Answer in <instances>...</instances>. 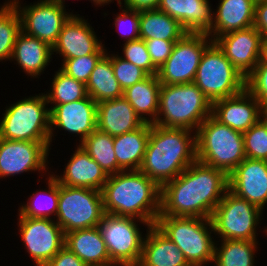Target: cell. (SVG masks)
Instances as JSON below:
<instances>
[{"label": "cell", "instance_id": "6da1fadb", "mask_svg": "<svg viewBox=\"0 0 267 266\" xmlns=\"http://www.w3.org/2000/svg\"><path fill=\"white\" fill-rule=\"evenodd\" d=\"M228 189L224 171L196 160L161 187L158 216L210 219Z\"/></svg>", "mask_w": 267, "mask_h": 266}, {"label": "cell", "instance_id": "7a4b0ae2", "mask_svg": "<svg viewBox=\"0 0 267 266\" xmlns=\"http://www.w3.org/2000/svg\"><path fill=\"white\" fill-rule=\"evenodd\" d=\"M150 124L140 171L160 188L197 160L196 133ZM192 134V135H191Z\"/></svg>", "mask_w": 267, "mask_h": 266}, {"label": "cell", "instance_id": "3957f363", "mask_svg": "<svg viewBox=\"0 0 267 266\" xmlns=\"http://www.w3.org/2000/svg\"><path fill=\"white\" fill-rule=\"evenodd\" d=\"M101 193L105 213L155 225L160 214L161 188L140 170L109 175Z\"/></svg>", "mask_w": 267, "mask_h": 266}, {"label": "cell", "instance_id": "277c9868", "mask_svg": "<svg viewBox=\"0 0 267 266\" xmlns=\"http://www.w3.org/2000/svg\"><path fill=\"white\" fill-rule=\"evenodd\" d=\"M210 115L212 103L194 82L178 85L161 84L159 108L154 124L190 131L196 129V133Z\"/></svg>", "mask_w": 267, "mask_h": 266}, {"label": "cell", "instance_id": "5b68a950", "mask_svg": "<svg viewBox=\"0 0 267 266\" xmlns=\"http://www.w3.org/2000/svg\"><path fill=\"white\" fill-rule=\"evenodd\" d=\"M155 226L184 254L192 266H206L214 260L212 222L207 218L158 216Z\"/></svg>", "mask_w": 267, "mask_h": 266}, {"label": "cell", "instance_id": "8992f818", "mask_svg": "<svg viewBox=\"0 0 267 266\" xmlns=\"http://www.w3.org/2000/svg\"><path fill=\"white\" fill-rule=\"evenodd\" d=\"M197 160L229 175L245 158L243 133L210 115L196 132Z\"/></svg>", "mask_w": 267, "mask_h": 266}, {"label": "cell", "instance_id": "52a82bcc", "mask_svg": "<svg viewBox=\"0 0 267 266\" xmlns=\"http://www.w3.org/2000/svg\"><path fill=\"white\" fill-rule=\"evenodd\" d=\"M46 105L44 92L6 106L0 120V138L50 142V109Z\"/></svg>", "mask_w": 267, "mask_h": 266}, {"label": "cell", "instance_id": "ba28073f", "mask_svg": "<svg viewBox=\"0 0 267 266\" xmlns=\"http://www.w3.org/2000/svg\"><path fill=\"white\" fill-rule=\"evenodd\" d=\"M245 79L212 42L202 54L194 83L213 103L241 93L245 89Z\"/></svg>", "mask_w": 267, "mask_h": 266}, {"label": "cell", "instance_id": "9c48e42d", "mask_svg": "<svg viewBox=\"0 0 267 266\" xmlns=\"http://www.w3.org/2000/svg\"><path fill=\"white\" fill-rule=\"evenodd\" d=\"M262 214L260 208L228 189L211 215L213 234L221 240L257 241Z\"/></svg>", "mask_w": 267, "mask_h": 266}, {"label": "cell", "instance_id": "30bf717a", "mask_svg": "<svg viewBox=\"0 0 267 266\" xmlns=\"http://www.w3.org/2000/svg\"><path fill=\"white\" fill-rule=\"evenodd\" d=\"M104 214L100 190L59 184L56 223L64 234L97 227Z\"/></svg>", "mask_w": 267, "mask_h": 266}, {"label": "cell", "instance_id": "8fae6325", "mask_svg": "<svg viewBox=\"0 0 267 266\" xmlns=\"http://www.w3.org/2000/svg\"><path fill=\"white\" fill-rule=\"evenodd\" d=\"M149 228L146 221L134 217L115 216L105 213L98 228L106 243L110 261L115 266H138L144 237L138 222Z\"/></svg>", "mask_w": 267, "mask_h": 266}, {"label": "cell", "instance_id": "7c38bea8", "mask_svg": "<svg viewBox=\"0 0 267 266\" xmlns=\"http://www.w3.org/2000/svg\"><path fill=\"white\" fill-rule=\"evenodd\" d=\"M212 42L206 33L187 32L175 42L171 55L158 69L159 82L168 85L193 83L202 54Z\"/></svg>", "mask_w": 267, "mask_h": 266}, {"label": "cell", "instance_id": "4fadbf2b", "mask_svg": "<svg viewBox=\"0 0 267 266\" xmlns=\"http://www.w3.org/2000/svg\"><path fill=\"white\" fill-rule=\"evenodd\" d=\"M7 3L15 6L21 20V31L50 47L56 43L63 25L73 15L66 12L62 3L54 0H40L22 7L19 0H8Z\"/></svg>", "mask_w": 267, "mask_h": 266}, {"label": "cell", "instance_id": "5bb4252c", "mask_svg": "<svg viewBox=\"0 0 267 266\" xmlns=\"http://www.w3.org/2000/svg\"><path fill=\"white\" fill-rule=\"evenodd\" d=\"M19 233L36 266H44L65 245L63 229L53 219L18 217Z\"/></svg>", "mask_w": 267, "mask_h": 266}, {"label": "cell", "instance_id": "9a60e30c", "mask_svg": "<svg viewBox=\"0 0 267 266\" xmlns=\"http://www.w3.org/2000/svg\"><path fill=\"white\" fill-rule=\"evenodd\" d=\"M50 142L0 138V179L24 172L47 171Z\"/></svg>", "mask_w": 267, "mask_h": 266}, {"label": "cell", "instance_id": "2e32d148", "mask_svg": "<svg viewBox=\"0 0 267 266\" xmlns=\"http://www.w3.org/2000/svg\"><path fill=\"white\" fill-rule=\"evenodd\" d=\"M214 42L245 78L264 55V38L254 26L224 34Z\"/></svg>", "mask_w": 267, "mask_h": 266}, {"label": "cell", "instance_id": "e0dca14e", "mask_svg": "<svg viewBox=\"0 0 267 266\" xmlns=\"http://www.w3.org/2000/svg\"><path fill=\"white\" fill-rule=\"evenodd\" d=\"M106 51L92 26L79 14H73L63 25L52 47V55L55 52L63 57L62 60L91 54H105Z\"/></svg>", "mask_w": 267, "mask_h": 266}, {"label": "cell", "instance_id": "ac0fdd59", "mask_svg": "<svg viewBox=\"0 0 267 266\" xmlns=\"http://www.w3.org/2000/svg\"><path fill=\"white\" fill-rule=\"evenodd\" d=\"M56 127L77 134L82 143L97 129V103L88 95L81 100L54 106L50 110V144Z\"/></svg>", "mask_w": 267, "mask_h": 266}, {"label": "cell", "instance_id": "d6986e66", "mask_svg": "<svg viewBox=\"0 0 267 266\" xmlns=\"http://www.w3.org/2000/svg\"><path fill=\"white\" fill-rule=\"evenodd\" d=\"M229 190L262 211L267 203V161L245 158L229 175Z\"/></svg>", "mask_w": 267, "mask_h": 266}, {"label": "cell", "instance_id": "ffe728a7", "mask_svg": "<svg viewBox=\"0 0 267 266\" xmlns=\"http://www.w3.org/2000/svg\"><path fill=\"white\" fill-rule=\"evenodd\" d=\"M212 116L221 124L244 133L260 120L259 102L245 88L235 96L214 101Z\"/></svg>", "mask_w": 267, "mask_h": 266}, {"label": "cell", "instance_id": "44dd1931", "mask_svg": "<svg viewBox=\"0 0 267 266\" xmlns=\"http://www.w3.org/2000/svg\"><path fill=\"white\" fill-rule=\"evenodd\" d=\"M70 158L64 168L63 176L52 174L58 183L64 186L101 191L108 179V175L104 170L80 145L77 146V149Z\"/></svg>", "mask_w": 267, "mask_h": 266}, {"label": "cell", "instance_id": "7402d4cb", "mask_svg": "<svg viewBox=\"0 0 267 266\" xmlns=\"http://www.w3.org/2000/svg\"><path fill=\"white\" fill-rule=\"evenodd\" d=\"M254 0H220L213 11L211 29L206 33L213 42L224 34L247 29L254 24Z\"/></svg>", "mask_w": 267, "mask_h": 266}, {"label": "cell", "instance_id": "603a6c76", "mask_svg": "<svg viewBox=\"0 0 267 266\" xmlns=\"http://www.w3.org/2000/svg\"><path fill=\"white\" fill-rule=\"evenodd\" d=\"M176 19L191 33H207L213 22L209 0H160L157 8Z\"/></svg>", "mask_w": 267, "mask_h": 266}, {"label": "cell", "instance_id": "cb8c5ba5", "mask_svg": "<svg viewBox=\"0 0 267 266\" xmlns=\"http://www.w3.org/2000/svg\"><path fill=\"white\" fill-rule=\"evenodd\" d=\"M144 124L131 104L122 96L97 103V129L117 136L138 129Z\"/></svg>", "mask_w": 267, "mask_h": 266}, {"label": "cell", "instance_id": "d4e9b609", "mask_svg": "<svg viewBox=\"0 0 267 266\" xmlns=\"http://www.w3.org/2000/svg\"><path fill=\"white\" fill-rule=\"evenodd\" d=\"M146 231L138 266H192L176 244L155 225Z\"/></svg>", "mask_w": 267, "mask_h": 266}, {"label": "cell", "instance_id": "484cf974", "mask_svg": "<svg viewBox=\"0 0 267 266\" xmlns=\"http://www.w3.org/2000/svg\"><path fill=\"white\" fill-rule=\"evenodd\" d=\"M64 246L87 266H115L98 227L65 233Z\"/></svg>", "mask_w": 267, "mask_h": 266}, {"label": "cell", "instance_id": "4316f807", "mask_svg": "<svg viewBox=\"0 0 267 266\" xmlns=\"http://www.w3.org/2000/svg\"><path fill=\"white\" fill-rule=\"evenodd\" d=\"M52 59V47L36 37L20 31L16 37L11 60L16 61L23 72L37 78Z\"/></svg>", "mask_w": 267, "mask_h": 266}, {"label": "cell", "instance_id": "83f0119b", "mask_svg": "<svg viewBox=\"0 0 267 266\" xmlns=\"http://www.w3.org/2000/svg\"><path fill=\"white\" fill-rule=\"evenodd\" d=\"M160 86L157 75H148L123 91V97L131 104L144 123L154 124L156 122Z\"/></svg>", "mask_w": 267, "mask_h": 266}, {"label": "cell", "instance_id": "f1b7e54d", "mask_svg": "<svg viewBox=\"0 0 267 266\" xmlns=\"http://www.w3.org/2000/svg\"><path fill=\"white\" fill-rule=\"evenodd\" d=\"M150 135V124L114 136V151L118 166L123 171L139 170L143 162Z\"/></svg>", "mask_w": 267, "mask_h": 266}, {"label": "cell", "instance_id": "f546056e", "mask_svg": "<svg viewBox=\"0 0 267 266\" xmlns=\"http://www.w3.org/2000/svg\"><path fill=\"white\" fill-rule=\"evenodd\" d=\"M88 95L96 102L113 100L123 96V89L117 81L111 63V55L106 53L96 63L88 82Z\"/></svg>", "mask_w": 267, "mask_h": 266}, {"label": "cell", "instance_id": "4dcf8cb0", "mask_svg": "<svg viewBox=\"0 0 267 266\" xmlns=\"http://www.w3.org/2000/svg\"><path fill=\"white\" fill-rule=\"evenodd\" d=\"M187 31L168 14L155 10L140 11V38L180 40Z\"/></svg>", "mask_w": 267, "mask_h": 266}, {"label": "cell", "instance_id": "1f68e13d", "mask_svg": "<svg viewBox=\"0 0 267 266\" xmlns=\"http://www.w3.org/2000/svg\"><path fill=\"white\" fill-rule=\"evenodd\" d=\"M48 179L46 178L48 190L42 189L37 190L30 195L26 204H23L18 209L19 217H30V218H40V219H54L56 218L58 210V199H59V183L53 177L52 174H48ZM53 215L54 217L51 218Z\"/></svg>", "mask_w": 267, "mask_h": 266}, {"label": "cell", "instance_id": "d6a6232c", "mask_svg": "<svg viewBox=\"0 0 267 266\" xmlns=\"http://www.w3.org/2000/svg\"><path fill=\"white\" fill-rule=\"evenodd\" d=\"M79 145L108 176L123 171L117 164L114 136L96 129Z\"/></svg>", "mask_w": 267, "mask_h": 266}, {"label": "cell", "instance_id": "836d02e7", "mask_svg": "<svg viewBox=\"0 0 267 266\" xmlns=\"http://www.w3.org/2000/svg\"><path fill=\"white\" fill-rule=\"evenodd\" d=\"M214 248V266H255L258 241L221 240Z\"/></svg>", "mask_w": 267, "mask_h": 266}, {"label": "cell", "instance_id": "e575fe53", "mask_svg": "<svg viewBox=\"0 0 267 266\" xmlns=\"http://www.w3.org/2000/svg\"><path fill=\"white\" fill-rule=\"evenodd\" d=\"M52 87L46 94L47 103L52 104L49 109L59 104L71 103L88 96L86 84L67 75L60 68L55 72Z\"/></svg>", "mask_w": 267, "mask_h": 266}, {"label": "cell", "instance_id": "d590c367", "mask_svg": "<svg viewBox=\"0 0 267 266\" xmlns=\"http://www.w3.org/2000/svg\"><path fill=\"white\" fill-rule=\"evenodd\" d=\"M21 31L20 16L12 3L0 7V62L11 60L17 35Z\"/></svg>", "mask_w": 267, "mask_h": 266}, {"label": "cell", "instance_id": "8d00e7d4", "mask_svg": "<svg viewBox=\"0 0 267 266\" xmlns=\"http://www.w3.org/2000/svg\"><path fill=\"white\" fill-rule=\"evenodd\" d=\"M247 158L267 161V125L260 120L243 133Z\"/></svg>", "mask_w": 267, "mask_h": 266}, {"label": "cell", "instance_id": "74e56055", "mask_svg": "<svg viewBox=\"0 0 267 266\" xmlns=\"http://www.w3.org/2000/svg\"><path fill=\"white\" fill-rule=\"evenodd\" d=\"M120 57L144 70L148 75H157L158 69L153 65L144 40L141 38L123 44Z\"/></svg>", "mask_w": 267, "mask_h": 266}, {"label": "cell", "instance_id": "f35d334b", "mask_svg": "<svg viewBox=\"0 0 267 266\" xmlns=\"http://www.w3.org/2000/svg\"><path fill=\"white\" fill-rule=\"evenodd\" d=\"M111 63L114 75L123 91L148 76L144 70L124 60L118 54H111Z\"/></svg>", "mask_w": 267, "mask_h": 266}, {"label": "cell", "instance_id": "ab89813d", "mask_svg": "<svg viewBox=\"0 0 267 266\" xmlns=\"http://www.w3.org/2000/svg\"><path fill=\"white\" fill-rule=\"evenodd\" d=\"M104 54H91L83 57L62 60L61 70L72 78L87 83L96 63Z\"/></svg>", "mask_w": 267, "mask_h": 266}, {"label": "cell", "instance_id": "60d3db41", "mask_svg": "<svg viewBox=\"0 0 267 266\" xmlns=\"http://www.w3.org/2000/svg\"><path fill=\"white\" fill-rule=\"evenodd\" d=\"M245 88L258 102L267 101V57L265 55L246 77Z\"/></svg>", "mask_w": 267, "mask_h": 266}, {"label": "cell", "instance_id": "b9f144b4", "mask_svg": "<svg viewBox=\"0 0 267 266\" xmlns=\"http://www.w3.org/2000/svg\"><path fill=\"white\" fill-rule=\"evenodd\" d=\"M120 9H122V12L117 14L115 17L114 25L116 27V30L118 29L123 35L122 37H125V43L130 42L136 39L140 38V11H136L134 9H130L119 3ZM127 26H126V25ZM123 27V28H121ZM124 32L122 29H124Z\"/></svg>", "mask_w": 267, "mask_h": 266}, {"label": "cell", "instance_id": "7bdbcfd3", "mask_svg": "<svg viewBox=\"0 0 267 266\" xmlns=\"http://www.w3.org/2000/svg\"><path fill=\"white\" fill-rule=\"evenodd\" d=\"M153 65L159 69L172 53L178 40L147 39L144 40Z\"/></svg>", "mask_w": 267, "mask_h": 266}, {"label": "cell", "instance_id": "ee69618b", "mask_svg": "<svg viewBox=\"0 0 267 266\" xmlns=\"http://www.w3.org/2000/svg\"><path fill=\"white\" fill-rule=\"evenodd\" d=\"M44 266H87L67 247H63Z\"/></svg>", "mask_w": 267, "mask_h": 266}, {"label": "cell", "instance_id": "f6af8a7d", "mask_svg": "<svg viewBox=\"0 0 267 266\" xmlns=\"http://www.w3.org/2000/svg\"><path fill=\"white\" fill-rule=\"evenodd\" d=\"M253 26L267 40V0L255 2Z\"/></svg>", "mask_w": 267, "mask_h": 266}, {"label": "cell", "instance_id": "bcb514c9", "mask_svg": "<svg viewBox=\"0 0 267 266\" xmlns=\"http://www.w3.org/2000/svg\"><path fill=\"white\" fill-rule=\"evenodd\" d=\"M159 3L160 0H121L120 4H124L123 6L136 11H144L157 9Z\"/></svg>", "mask_w": 267, "mask_h": 266}, {"label": "cell", "instance_id": "7dc6e473", "mask_svg": "<svg viewBox=\"0 0 267 266\" xmlns=\"http://www.w3.org/2000/svg\"><path fill=\"white\" fill-rule=\"evenodd\" d=\"M260 121L267 125V101L259 102Z\"/></svg>", "mask_w": 267, "mask_h": 266}, {"label": "cell", "instance_id": "c3c4849f", "mask_svg": "<svg viewBox=\"0 0 267 266\" xmlns=\"http://www.w3.org/2000/svg\"><path fill=\"white\" fill-rule=\"evenodd\" d=\"M90 1H92L93 4H95V6L96 5H98V6H104V4L107 5V3H108V5H109L114 0H90ZM116 1H117L118 4L121 3V0H116Z\"/></svg>", "mask_w": 267, "mask_h": 266}, {"label": "cell", "instance_id": "681fc988", "mask_svg": "<svg viewBox=\"0 0 267 266\" xmlns=\"http://www.w3.org/2000/svg\"><path fill=\"white\" fill-rule=\"evenodd\" d=\"M264 55L267 57V40H265Z\"/></svg>", "mask_w": 267, "mask_h": 266}, {"label": "cell", "instance_id": "f907efd6", "mask_svg": "<svg viewBox=\"0 0 267 266\" xmlns=\"http://www.w3.org/2000/svg\"><path fill=\"white\" fill-rule=\"evenodd\" d=\"M55 2H60L65 6V0H54Z\"/></svg>", "mask_w": 267, "mask_h": 266}, {"label": "cell", "instance_id": "816d5d0a", "mask_svg": "<svg viewBox=\"0 0 267 266\" xmlns=\"http://www.w3.org/2000/svg\"><path fill=\"white\" fill-rule=\"evenodd\" d=\"M267 227H265V229H264V231L266 232L265 234H266V236H267V229H266Z\"/></svg>", "mask_w": 267, "mask_h": 266}]
</instances>
